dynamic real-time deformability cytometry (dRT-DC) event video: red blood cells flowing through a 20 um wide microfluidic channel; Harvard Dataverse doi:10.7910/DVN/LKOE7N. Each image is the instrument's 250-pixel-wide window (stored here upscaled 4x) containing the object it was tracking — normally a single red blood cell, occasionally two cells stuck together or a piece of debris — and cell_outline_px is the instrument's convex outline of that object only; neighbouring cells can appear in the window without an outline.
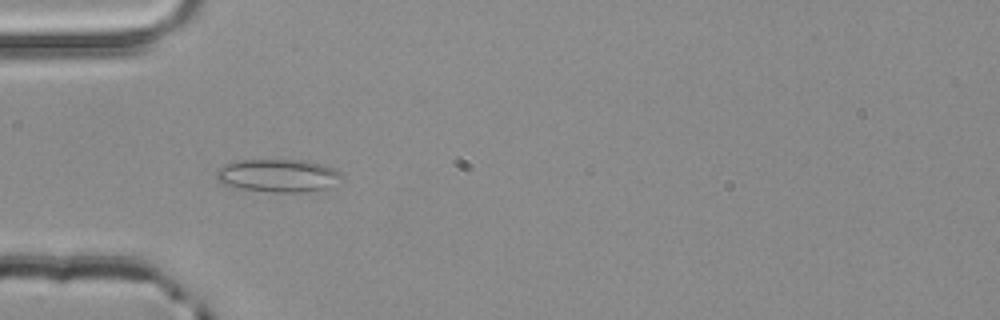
{"species": "common noctule bat (a hibernating species)", "species_latin": "Nyctalus noctula", "temperature_condition": "room temperature", "stored_images_in_passage": 3, "camera_frame_rate_fps": 3000, "um_per_image_px": 0.085, "animal": {"sex": "male", "body_mass_g": 20.4}, "frame": {"image": 1, "passage_image": 3, "time_ms": 0.667, "image_size_px": [1000, 320], "cell_outline_px": [[344, 176], [324, 188], [300, 192], [272, 192], [240, 188], [224, 184], [216, 180], [216, 168], [224, 164], [240, 160], [308, 160], [324, 164], [340, 172]], "centroid_in_image_um": [23.58, 14.9], "position_along_channel_um": 61.4, "area_um2": 23.93}}